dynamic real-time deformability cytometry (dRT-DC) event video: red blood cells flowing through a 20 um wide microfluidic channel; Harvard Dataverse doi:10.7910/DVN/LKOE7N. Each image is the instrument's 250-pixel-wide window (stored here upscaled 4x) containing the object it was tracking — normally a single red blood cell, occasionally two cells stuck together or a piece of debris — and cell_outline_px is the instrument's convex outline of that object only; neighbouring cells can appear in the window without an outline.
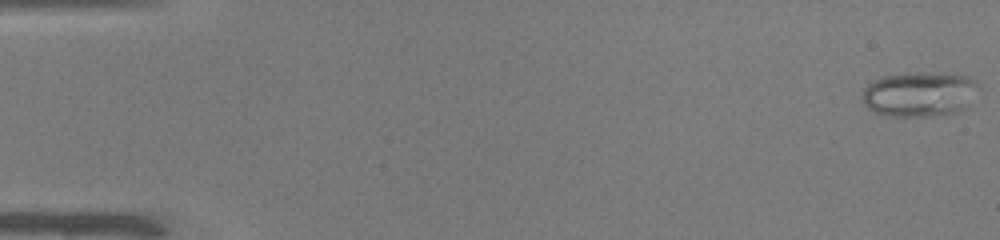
{"species": "common noctule bat (a hibernating species)", "species_latin": "Nyctalus noctula", "temperature_condition": "warm", "stored_images_in_passage": 50, "camera_frame_rate_fps": 3000, "um_per_image_px": 0.085, "animal": {"sex": "male", "body_mass_g": 19.0, "forearm_length_mm": 50.8}, "frame": {"image": 1, "passage_image": 1, "time_ms": 0.0, "image_size_px": [1000, 240], "cell_outline_px": [[980, 88], [968, 108], [960, 112], [932, 116], [888, 116], [876, 112], [868, 108], [864, 104], [864, 88], [868, 84], [884, 76], [908, 72], [940, 72], [968, 76]], "centroid_in_image_um": [78.23, 8.0], "position_along_channel_um": 6.8, "area_um2": 30.81}}
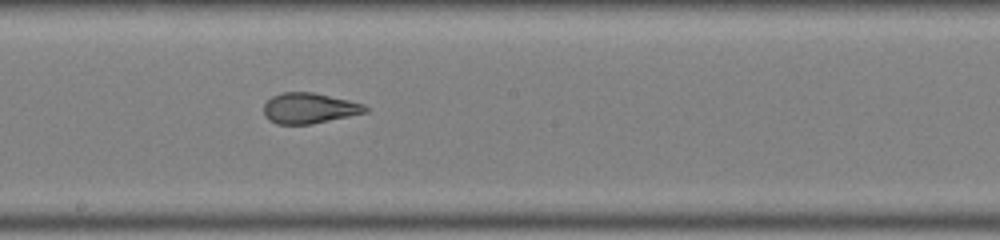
{"frame": {"image": 2, "passage_image": 28, "time_ms": 9.0, "image_size_px": [1000, 240], "cell_outline_px": [[368, 112], [312, 124], [276, 124], [268, 120], [264, 116], [264, 104], [272, 96], [280, 92], [312, 92], [348, 100], [364, 104], [368, 108]], "centroid_in_image_um": [26.26, 9.2], "position_along_channel_um": 221.9, "area_um2": 18.15}}
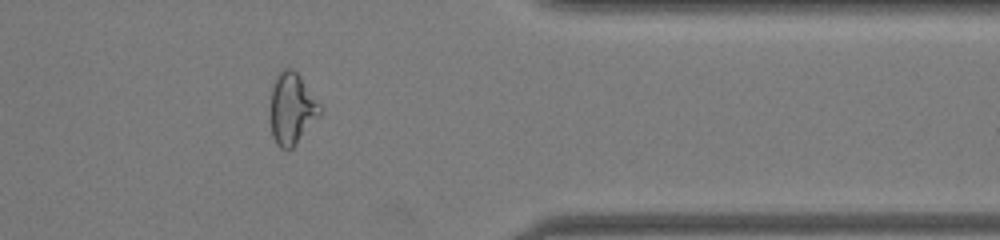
{"frame": {"image": 3, "passage_image": 41, "time_ms": 13.333, "image_size_px": [1000, 240], "cell_outline_px": [[320, 116], [296, 144], [292, 148], [280, 148], [276, 144], [272, 136], [268, 112], [272, 88], [276, 76], [284, 68], [292, 68], [300, 76], [320, 104]], "centroid_in_image_um": [24.77, 9.25], "position_along_channel_um": 386.6, "area_um2": 20.92}, "authors_computed_cell_mechanics": {"area_um2": 21.7906, "velocity_mm_per_s": 4.098, "shape_relaxation_time_tau1_ms": 11.0866, "shape_relaxation_time_tau2_ms": 0.9518, "deformation_change_tau1": 0.2603, "deformation_change_tau2": 0.0819}}